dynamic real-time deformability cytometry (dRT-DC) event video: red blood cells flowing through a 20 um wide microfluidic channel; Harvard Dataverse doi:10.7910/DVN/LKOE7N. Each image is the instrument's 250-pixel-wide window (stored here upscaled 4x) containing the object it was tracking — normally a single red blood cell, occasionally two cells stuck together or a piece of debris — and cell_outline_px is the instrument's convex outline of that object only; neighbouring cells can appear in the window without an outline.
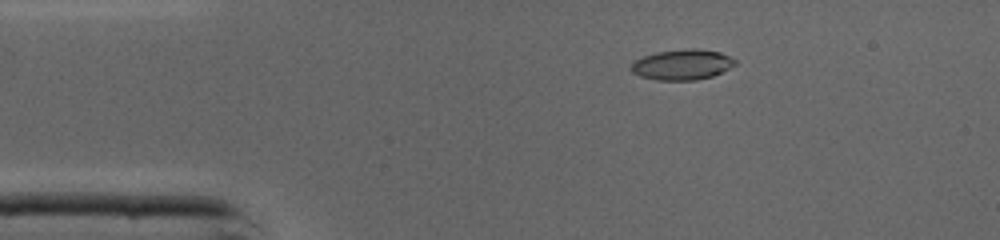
{"species": "common noctule bat (a hibernating species)", "species_latin": "Nyctalus noctula", "temperature_condition": "cold", "stored_images_in_passage": 46, "camera_frame_rate_fps": 3000, "um_per_image_px": 0.085, "animal": {"sex": "male", "body_mass_g": 19.0, "forearm_length_mm": 50.8}, "frame": {"image": 1, "passage_image": 8, "time_ms": 2.333, "image_size_px": [1000, 240], "cell_outline_px": [[736, 64], [712, 76], [696, 80], [656, 80], [640, 76], [632, 72], [628, 68], [632, 60], [656, 52], [688, 48], [696, 48], [720, 52], [736, 60]], "centroid_in_image_um": [57.92, 5.49], "position_along_channel_um": 27.1, "area_um2": 18.55}}
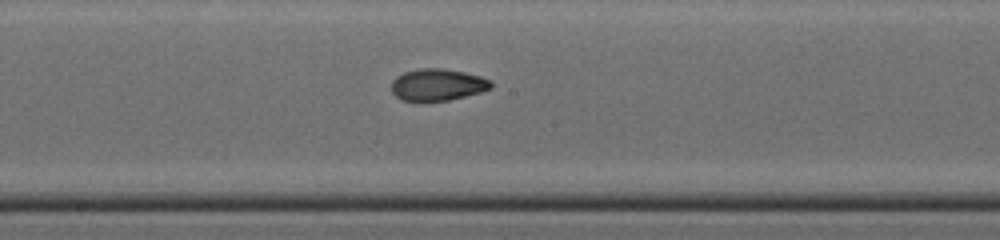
{"frame": {"image": 2, "passage_image": 24, "time_ms": 7.667, "image_size_px": [1000, 240], "cell_outline_px": [[492, 88], [480, 92], [448, 100], [400, 100], [392, 92], [392, 80], [396, 76], [404, 72], [420, 68], [444, 68], [464, 72], [480, 76], [492, 80]], "centroid_in_image_um": [37.2, 7.18], "position_along_channel_um": 211.0, "area_um2": 18.38}}
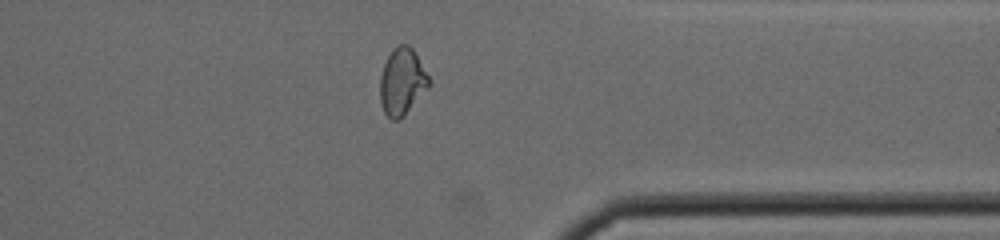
{"frame": {"image": 3, "passage_image": 36, "time_ms": 11.667, "image_size_px": [1000, 240], "cell_outline_px": [[428, 88], [400, 120], [392, 120], [384, 112], [380, 100], [380, 76], [384, 64], [388, 56], [396, 44], [408, 44], [412, 48], [428, 76]], "centroid_in_image_um": [34.15, 6.94], "position_along_channel_um": 377.3, "area_um2": 18.79}, "authors_computed_cell_mechanics": {"area_um2": 18.7272, "velocity_mm_per_s": 4.3814, "shape_relaxation_time_tau1_ms": 7.4117, "shape_relaxation_time_tau2_ms": 2.2413, "deformation_change_tau1": 0.241, "deformation_change_tau2": 0.0666}}